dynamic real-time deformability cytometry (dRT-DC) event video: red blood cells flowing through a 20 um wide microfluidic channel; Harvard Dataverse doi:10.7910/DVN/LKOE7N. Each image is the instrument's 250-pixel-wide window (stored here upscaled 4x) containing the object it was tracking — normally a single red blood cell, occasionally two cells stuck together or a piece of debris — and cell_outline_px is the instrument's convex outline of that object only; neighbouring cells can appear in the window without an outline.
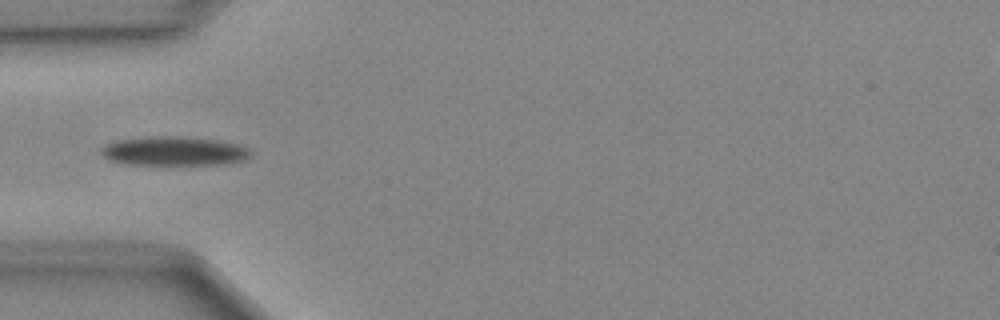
{"species": "Egyptian fruit bat (a non-hibernating species)", "species_latin": "Rousettus aegyptiacus", "temperature_condition": "cold", "stored_images_in_passage": 5, "camera_frame_rate_fps": 3000, "um_per_image_px": 0.085, "animal": {"sex": "female"}, "frame": {"image": 1, "passage_image": 3, "time_ms": 0.667, "image_size_px": [1000, 320], "cell_outline_px": [[252, 156], [244, 160], [224, 164], [132, 164], [108, 160], [100, 152], [100, 148], [116, 140], [148, 136], [180, 136], [216, 140], [236, 144], [248, 148], [252, 152]], "centroid_in_image_um": [14.8, 12.83], "position_along_channel_um": 70.2, "area_um2": 25.26}}